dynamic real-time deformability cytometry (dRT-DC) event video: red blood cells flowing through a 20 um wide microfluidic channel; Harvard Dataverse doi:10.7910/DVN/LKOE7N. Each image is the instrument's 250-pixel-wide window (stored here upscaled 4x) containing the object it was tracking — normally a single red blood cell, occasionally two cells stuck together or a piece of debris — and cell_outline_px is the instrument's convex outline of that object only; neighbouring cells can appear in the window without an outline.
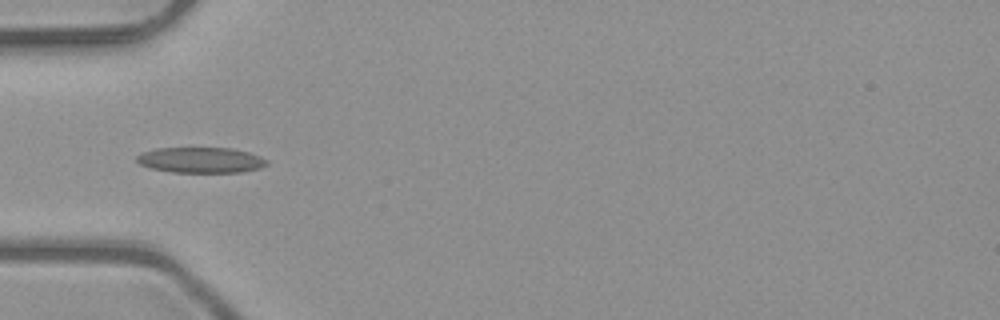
{"species": "common noctule bat (a hibernating species)", "species_latin": "Nyctalus noctula", "temperature_condition": "room temperature", "stored_images_in_passage": 6, "camera_frame_rate_fps": 3000, "um_per_image_px": 0.085, "animal": {"sex": "male", "body_mass_g": 23.1, "forearm_length_mm": 52.7}, "frame": {"image": 1, "passage_image": 5, "time_ms": 1.333, "image_size_px": [1000, 320], "cell_outline_px": [[268, 164], [260, 168], [240, 172], [172, 172], [152, 168], [140, 164], [136, 160], [136, 156], [140, 152], [156, 148], [232, 148], [248, 152], [260, 156], [268, 160]], "centroid_in_image_um": [17.06, 13.6], "position_along_channel_um": 67.9, "area_um2": 19.42}}
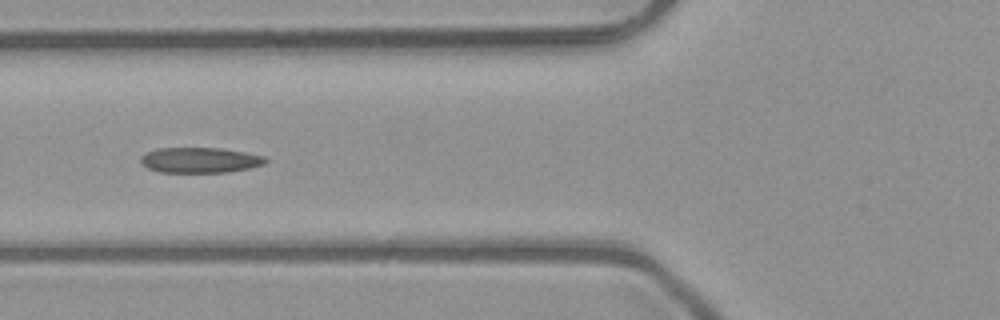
{"frame": {"image": 2, "passage_image": 6, "time_ms": 1.667, "image_size_px": [1000, 320], "cell_outline_px": [[268, 160], [264, 164], [248, 168], [228, 172], [160, 172], [148, 168], [140, 164], [140, 156], [144, 152], [156, 148], [220, 148], [244, 152], [264, 156]], "centroid_in_image_um": [16.94, 13.6], "position_along_channel_um": 108.9, "area_um2": 18.55}}